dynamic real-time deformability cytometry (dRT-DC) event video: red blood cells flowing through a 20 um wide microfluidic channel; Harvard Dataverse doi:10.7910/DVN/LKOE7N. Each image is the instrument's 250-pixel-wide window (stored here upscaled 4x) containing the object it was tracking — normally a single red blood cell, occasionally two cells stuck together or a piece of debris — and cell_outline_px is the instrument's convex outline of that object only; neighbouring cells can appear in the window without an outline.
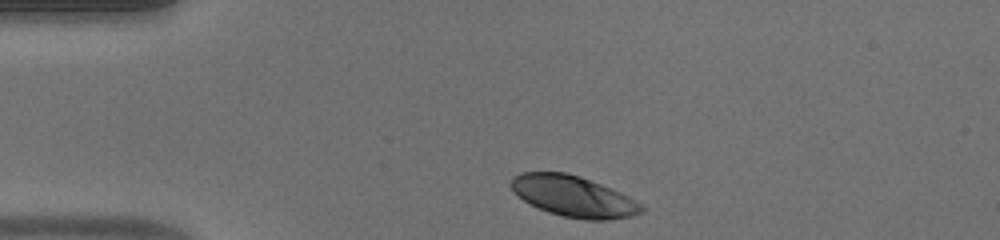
{"species": "human", "species_latin": "Homo sapiens", "temperature_condition": "warm", "stored_images_in_passage": 33, "camera_frame_rate_fps": 3000, "um_per_image_px": 0.085, "donor": {"sex": "male"}, "frame": {"image": 1, "passage_image": 1, "time_ms": 0.0, "image_size_px": [1000, 240], "cell_outline_px": [[644, 212], [632, 216], [608, 220], [584, 220], [564, 216], [548, 212], [524, 200], [512, 192], [508, 184], [512, 176], [520, 172], [568, 172], [580, 176], [620, 192], [628, 196], [640, 204], [644, 208]], "centroid_in_image_um": [48.71, 16.68], "position_along_channel_um": 36.3, "area_um2": 31.21}}
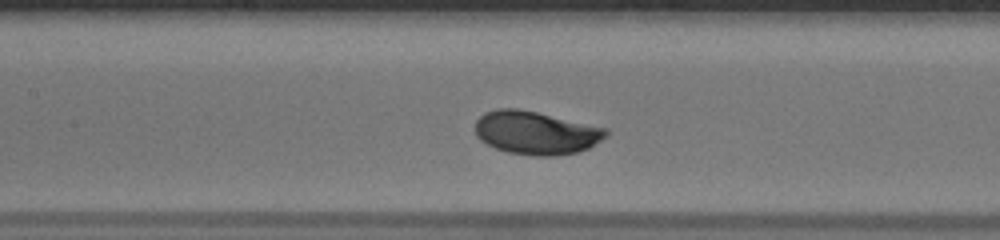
{"frame": {"image": 2, "passage_image": 13, "time_ms": 4.0, "image_size_px": [1000, 240], "cell_outline_px": [[608, 136], [588, 148], [576, 152], [556, 156], [532, 156], [508, 152], [496, 148], [480, 140], [476, 136], [476, 120], [484, 112], [496, 108], [516, 108], [536, 112], [608, 128]], "centroid_in_image_um": [45.55, 11.28], "position_along_channel_um": 161.8, "area_um2": 33.0}}
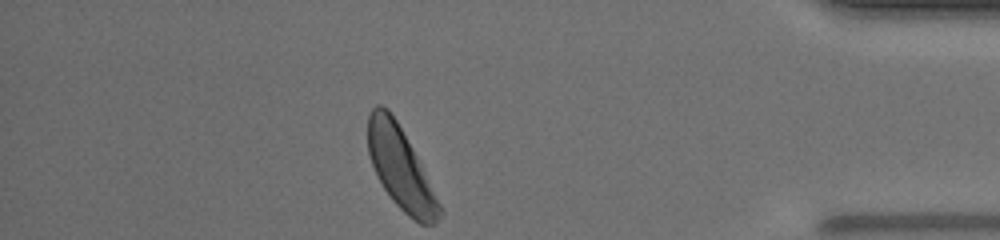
{"frame": {"image": 3, "passage_image": 33, "time_ms": 10.667, "image_size_px": [1000, 240], "cell_outline_px": [[440, 216], [432, 224], [420, 224], [408, 216], [392, 200], [384, 188], [372, 164], [368, 152], [368, 116], [372, 108], [376, 104], [380, 104], [388, 108], [396, 120], [412, 148], [440, 204]], "centroid_in_image_um": [34.01, 14.26], "position_along_channel_um": 401.2, "area_um2": 33.18}, "authors_computed_cell_mechanics": {"area_um2": 32.5414, "velocity_mm_per_s": 4.1796, "shape_relaxation_time_tau1_ms": 1.9151, "shape_relaxation_time_tau2_ms": null, "deformation_change_tau1": 0.1337, "deformation_change_tau2": null}}